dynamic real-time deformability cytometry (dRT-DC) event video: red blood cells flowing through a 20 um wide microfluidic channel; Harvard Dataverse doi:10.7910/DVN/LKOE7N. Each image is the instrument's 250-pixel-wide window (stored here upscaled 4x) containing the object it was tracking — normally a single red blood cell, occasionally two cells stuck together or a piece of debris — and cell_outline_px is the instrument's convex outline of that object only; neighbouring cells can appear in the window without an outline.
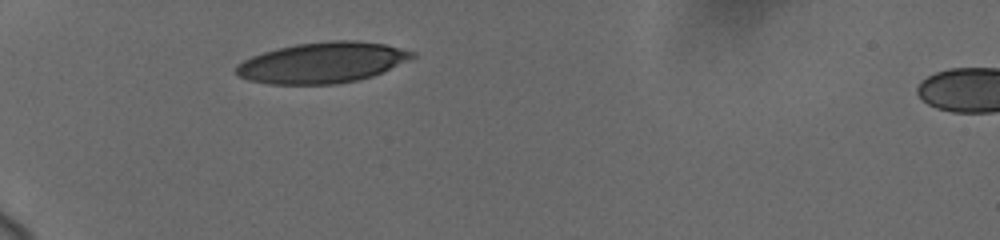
{"species": "human", "species_latin": "Homo sapiens", "temperature_condition": "cold", "stored_images_in_passage": 2, "segment_of_instrument_passage": [1, 2], "camera_frame_rate_fps": 3000, "um_per_image_px": 0.085, "donor": {"sex": "female"}, "frame": {"image": 1, "passage_image": 1, "time_ms": 0.0, "image_size_px": [1000, 240], "cell_outline_px": [[416, 56], [372, 76], [356, 80], [336, 84], [268, 84], [248, 80], [240, 76], [236, 72], [236, 64], [252, 56], [264, 52], [296, 44], [332, 40], [356, 40], [384, 44], [416, 52]], "centroid_in_image_um": [27.38, 5.32], "position_along_channel_um": 57.6, "area_um2": 41.44}}